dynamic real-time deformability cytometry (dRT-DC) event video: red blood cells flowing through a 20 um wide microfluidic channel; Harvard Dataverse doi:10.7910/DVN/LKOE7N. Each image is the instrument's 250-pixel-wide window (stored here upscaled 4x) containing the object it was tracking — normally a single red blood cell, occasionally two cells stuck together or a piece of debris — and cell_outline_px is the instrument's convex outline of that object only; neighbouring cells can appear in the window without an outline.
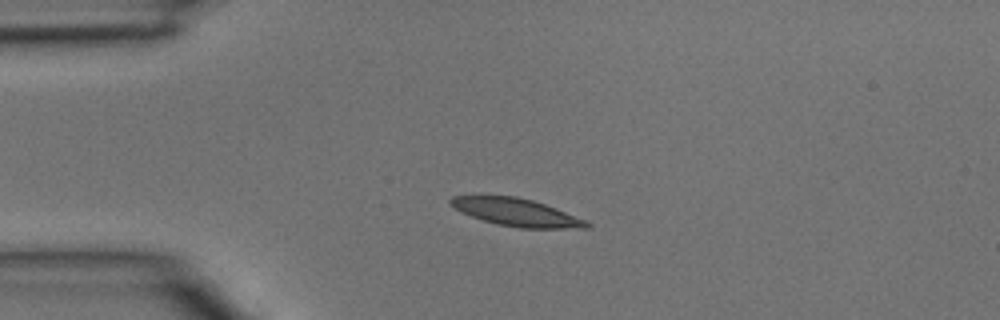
{"species": "common noctule bat (a hibernating species)", "species_latin": "Nyctalus noctula", "temperature_condition": "room temperature", "stored_images_in_passage": 2, "camera_frame_rate_fps": 3000, "um_per_image_px": 0.085, "animal": {"sex": "male", "body_mass_g": 15.6}, "frame": {"image": 1, "passage_image": 2, "time_ms": 0.333, "image_size_px": [1000, 320], "cell_outline_px": [[592, 228], [520, 228], [496, 224], [460, 212], [448, 204], [448, 200], [452, 196], [476, 192], [516, 196], [532, 200], [556, 208], [588, 220], [592, 224]], "centroid_in_image_um": [43.81, 17.99], "position_along_channel_um": 41.2, "area_um2": 22.95}}